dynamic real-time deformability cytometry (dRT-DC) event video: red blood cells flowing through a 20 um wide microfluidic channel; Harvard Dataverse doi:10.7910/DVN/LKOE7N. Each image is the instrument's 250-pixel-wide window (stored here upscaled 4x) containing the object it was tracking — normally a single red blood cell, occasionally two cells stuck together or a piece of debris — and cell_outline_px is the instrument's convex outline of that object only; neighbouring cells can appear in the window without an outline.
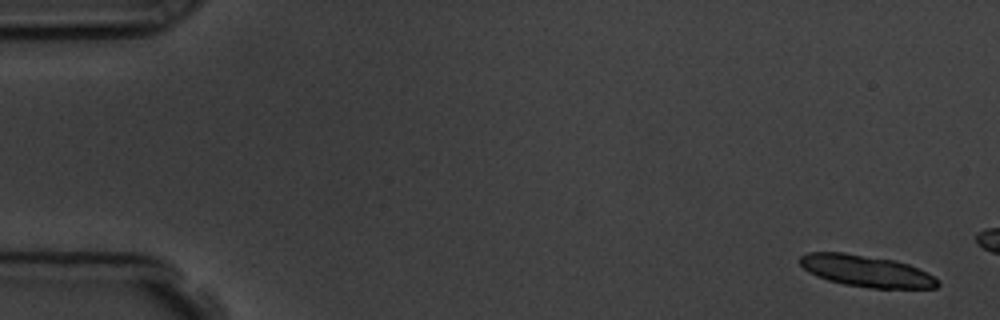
{"species": "common noctule bat (a hibernating species)", "species_latin": "Nyctalus noctula", "temperature_condition": "room temperature", "stored_images_in_passage": 3, "camera_frame_rate_fps": 3000, "um_per_image_px": 0.085, "animal": {"sex": "male", "body_mass_g": 19.5, "forearm_length_mm": 54.6}, "frame": {"image": 1, "passage_image": 1, "time_ms": 0.0, "image_size_px": [1000, 320], "cell_outline_px": [[940, 284], [936, 288], [872, 288], [844, 284], [828, 280], [816, 276], [808, 272], [800, 264], [800, 256], [808, 252], [844, 252], [896, 260], [908, 264], [940, 280]], "centroid_in_image_um": [73.61, 23.03], "position_along_channel_um": 11.4, "area_um2": 25.32}}